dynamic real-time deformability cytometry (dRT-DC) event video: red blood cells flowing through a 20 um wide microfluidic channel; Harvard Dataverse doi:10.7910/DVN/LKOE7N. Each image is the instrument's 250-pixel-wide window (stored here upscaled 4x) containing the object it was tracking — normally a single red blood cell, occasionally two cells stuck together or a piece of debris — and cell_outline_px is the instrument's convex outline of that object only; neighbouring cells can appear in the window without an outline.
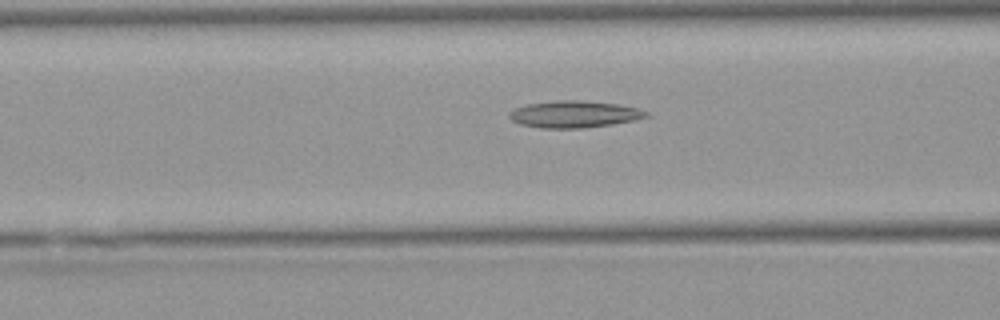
{"species": "Egyptian fruit bat (a non-hibernating species)", "species_latin": "Rousettus aegyptiacus", "temperature_condition": "warm", "stored_images_in_passage": 32, "camera_frame_rate_fps": 3000, "um_per_image_px": 0.085, "animal": {"sex": "female"}, "frame": {"image": 1, "passage_image": 7, "time_ms": 2.0, "image_size_px": [1000, 320], "cell_outline_px": [[652, 116], [636, 120], [612, 124], [584, 128], [540, 128], [520, 124], [512, 120], [508, 116], [508, 112], [516, 108], [528, 104], [556, 100], [580, 100], [620, 104], [640, 108], [648, 112]], "centroid_in_image_um": [48.87, 9.71], "position_along_channel_um": 117.7, "area_um2": 21.68}}
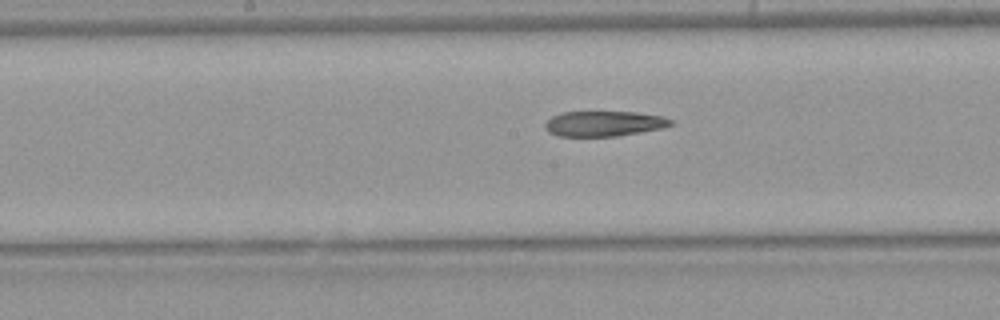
{"frame": {"image": 2, "passage_image": 13, "time_ms": 4.0, "image_size_px": [1000, 320], "cell_outline_px": [[676, 124], [664, 128], [616, 136], [556, 136], [548, 132], [544, 128], [544, 124], [552, 116], [560, 112], [636, 112], [660, 116], [676, 120]], "centroid_in_image_um": [51.36, 10.51], "position_along_channel_um": 196.8, "area_um2": 18.73}}
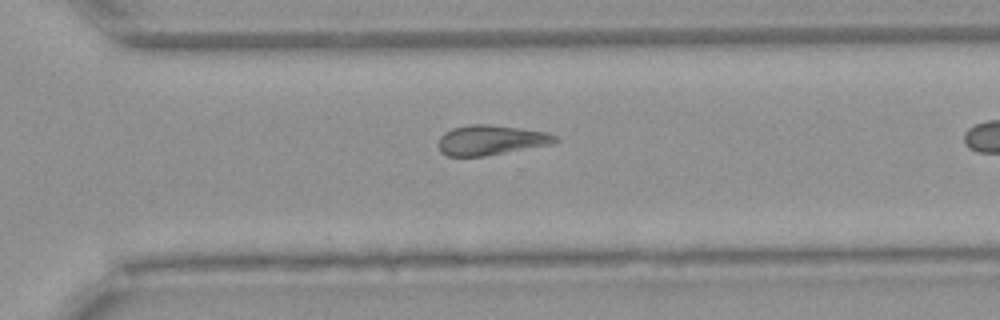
{"frame": {"image": 3, "passage_image": 23, "time_ms": 7.333, "image_size_px": [1000, 320], "cell_outline_px": [[560, 140], [556, 144], [484, 156], [448, 156], [440, 152], [436, 144], [440, 136], [444, 132], [452, 128], [472, 124], [492, 124], [544, 132], [556, 136]], "centroid_in_image_um": [41.71, 11.91], "position_along_channel_um": 328.9, "area_um2": 20.63}, "authors_computed_cell_mechanics": {"area_um2": 20.2011, "velocity_mm_per_s": 3.9622, "shape_relaxation_time_tau1_ms": null, "shape_relaxation_time_tau2_ms": 10.724, "deformation_change_tau1": null, "deformation_change_tau2": 0.2546}}